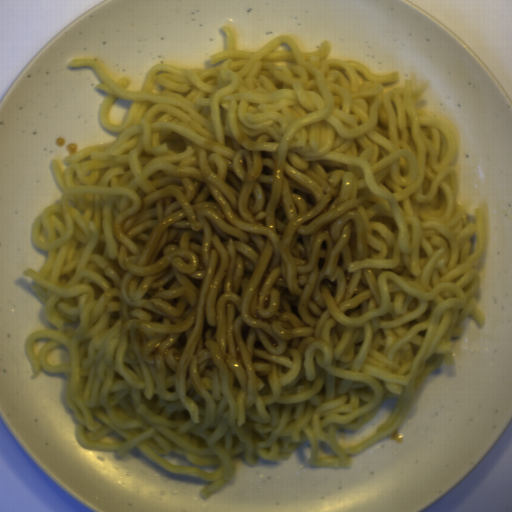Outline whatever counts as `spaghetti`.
Returning a JSON list of instances; mask_svg holds the SVG:
<instances>
[{
  "label": "spaghetti",
  "mask_w": 512,
  "mask_h": 512,
  "mask_svg": "<svg viewBox=\"0 0 512 512\" xmlns=\"http://www.w3.org/2000/svg\"><path fill=\"white\" fill-rule=\"evenodd\" d=\"M211 66L154 64L126 90L94 59L116 140L50 159L32 277L51 325L24 352L62 373L76 441L209 482L243 455L351 469L484 326L483 209L460 203V140L400 73L279 35ZM385 91V92H384Z\"/></svg>",
  "instance_id": "c7327b10"
}]
</instances>
